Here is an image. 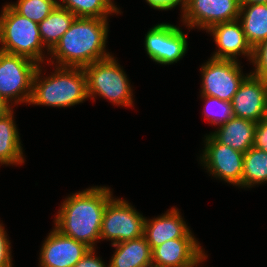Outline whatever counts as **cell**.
Listing matches in <instances>:
<instances>
[{
    "instance_id": "obj_1",
    "label": "cell",
    "mask_w": 267,
    "mask_h": 267,
    "mask_svg": "<svg viewBox=\"0 0 267 267\" xmlns=\"http://www.w3.org/2000/svg\"><path fill=\"white\" fill-rule=\"evenodd\" d=\"M108 187H89L68 196L55 218V228L90 249L100 239L102 217L113 198Z\"/></svg>"
},
{
    "instance_id": "obj_2",
    "label": "cell",
    "mask_w": 267,
    "mask_h": 267,
    "mask_svg": "<svg viewBox=\"0 0 267 267\" xmlns=\"http://www.w3.org/2000/svg\"><path fill=\"white\" fill-rule=\"evenodd\" d=\"M107 35V18L76 17L50 56L57 66L83 68L111 56L105 52Z\"/></svg>"
},
{
    "instance_id": "obj_3",
    "label": "cell",
    "mask_w": 267,
    "mask_h": 267,
    "mask_svg": "<svg viewBox=\"0 0 267 267\" xmlns=\"http://www.w3.org/2000/svg\"><path fill=\"white\" fill-rule=\"evenodd\" d=\"M40 68L34 74L30 105L70 107L89 98L83 68L57 66L45 79L40 78Z\"/></svg>"
},
{
    "instance_id": "obj_4",
    "label": "cell",
    "mask_w": 267,
    "mask_h": 267,
    "mask_svg": "<svg viewBox=\"0 0 267 267\" xmlns=\"http://www.w3.org/2000/svg\"><path fill=\"white\" fill-rule=\"evenodd\" d=\"M0 51L27 57L37 64L44 62L38 24L21 16L9 4L0 15Z\"/></svg>"
},
{
    "instance_id": "obj_5",
    "label": "cell",
    "mask_w": 267,
    "mask_h": 267,
    "mask_svg": "<svg viewBox=\"0 0 267 267\" xmlns=\"http://www.w3.org/2000/svg\"><path fill=\"white\" fill-rule=\"evenodd\" d=\"M83 70L88 97L94 98L98 94L116 105L129 107L133 104L128 77L113 56L91 63Z\"/></svg>"
},
{
    "instance_id": "obj_6",
    "label": "cell",
    "mask_w": 267,
    "mask_h": 267,
    "mask_svg": "<svg viewBox=\"0 0 267 267\" xmlns=\"http://www.w3.org/2000/svg\"><path fill=\"white\" fill-rule=\"evenodd\" d=\"M38 65L27 57L0 51V95L8 104L30 103Z\"/></svg>"
},
{
    "instance_id": "obj_7",
    "label": "cell",
    "mask_w": 267,
    "mask_h": 267,
    "mask_svg": "<svg viewBox=\"0 0 267 267\" xmlns=\"http://www.w3.org/2000/svg\"><path fill=\"white\" fill-rule=\"evenodd\" d=\"M145 217L126 200L114 199L107 203L102 217L100 240L116 244L143 236Z\"/></svg>"
},
{
    "instance_id": "obj_8",
    "label": "cell",
    "mask_w": 267,
    "mask_h": 267,
    "mask_svg": "<svg viewBox=\"0 0 267 267\" xmlns=\"http://www.w3.org/2000/svg\"><path fill=\"white\" fill-rule=\"evenodd\" d=\"M239 65L238 61L210 58L201 69V94L231 102L246 77Z\"/></svg>"
},
{
    "instance_id": "obj_9",
    "label": "cell",
    "mask_w": 267,
    "mask_h": 267,
    "mask_svg": "<svg viewBox=\"0 0 267 267\" xmlns=\"http://www.w3.org/2000/svg\"><path fill=\"white\" fill-rule=\"evenodd\" d=\"M205 137L201 164L216 178L240 187L244 153L219 143L211 134Z\"/></svg>"
},
{
    "instance_id": "obj_10",
    "label": "cell",
    "mask_w": 267,
    "mask_h": 267,
    "mask_svg": "<svg viewBox=\"0 0 267 267\" xmlns=\"http://www.w3.org/2000/svg\"><path fill=\"white\" fill-rule=\"evenodd\" d=\"M186 34L171 24L152 27L145 36V50L149 57L162 65L177 63L187 51Z\"/></svg>"
},
{
    "instance_id": "obj_11",
    "label": "cell",
    "mask_w": 267,
    "mask_h": 267,
    "mask_svg": "<svg viewBox=\"0 0 267 267\" xmlns=\"http://www.w3.org/2000/svg\"><path fill=\"white\" fill-rule=\"evenodd\" d=\"M240 0H187L182 21L189 28L208 30L212 26L237 20Z\"/></svg>"
},
{
    "instance_id": "obj_12",
    "label": "cell",
    "mask_w": 267,
    "mask_h": 267,
    "mask_svg": "<svg viewBox=\"0 0 267 267\" xmlns=\"http://www.w3.org/2000/svg\"><path fill=\"white\" fill-rule=\"evenodd\" d=\"M235 117L259 122L267 118V80L250 74L240 84L231 100Z\"/></svg>"
},
{
    "instance_id": "obj_13",
    "label": "cell",
    "mask_w": 267,
    "mask_h": 267,
    "mask_svg": "<svg viewBox=\"0 0 267 267\" xmlns=\"http://www.w3.org/2000/svg\"><path fill=\"white\" fill-rule=\"evenodd\" d=\"M206 257L196 238H175L152 249V267H197Z\"/></svg>"
},
{
    "instance_id": "obj_14",
    "label": "cell",
    "mask_w": 267,
    "mask_h": 267,
    "mask_svg": "<svg viewBox=\"0 0 267 267\" xmlns=\"http://www.w3.org/2000/svg\"><path fill=\"white\" fill-rule=\"evenodd\" d=\"M84 243L62 234L55 227L44 241L40 253V267H74L89 251Z\"/></svg>"
},
{
    "instance_id": "obj_15",
    "label": "cell",
    "mask_w": 267,
    "mask_h": 267,
    "mask_svg": "<svg viewBox=\"0 0 267 267\" xmlns=\"http://www.w3.org/2000/svg\"><path fill=\"white\" fill-rule=\"evenodd\" d=\"M206 32L213 34L218 46V51L211 58L237 61V55L241 54L252 60L253 48L245 37L240 20L216 24Z\"/></svg>"
},
{
    "instance_id": "obj_16",
    "label": "cell",
    "mask_w": 267,
    "mask_h": 267,
    "mask_svg": "<svg viewBox=\"0 0 267 267\" xmlns=\"http://www.w3.org/2000/svg\"><path fill=\"white\" fill-rule=\"evenodd\" d=\"M143 236L151 249L175 238H195L179 210L173 207L157 218L151 220L145 218Z\"/></svg>"
},
{
    "instance_id": "obj_17",
    "label": "cell",
    "mask_w": 267,
    "mask_h": 267,
    "mask_svg": "<svg viewBox=\"0 0 267 267\" xmlns=\"http://www.w3.org/2000/svg\"><path fill=\"white\" fill-rule=\"evenodd\" d=\"M210 133L219 143L242 153L253 147L256 122L233 116Z\"/></svg>"
},
{
    "instance_id": "obj_18",
    "label": "cell",
    "mask_w": 267,
    "mask_h": 267,
    "mask_svg": "<svg viewBox=\"0 0 267 267\" xmlns=\"http://www.w3.org/2000/svg\"><path fill=\"white\" fill-rule=\"evenodd\" d=\"M112 246L116 250L108 267H152V249L144 236Z\"/></svg>"
},
{
    "instance_id": "obj_19",
    "label": "cell",
    "mask_w": 267,
    "mask_h": 267,
    "mask_svg": "<svg viewBox=\"0 0 267 267\" xmlns=\"http://www.w3.org/2000/svg\"><path fill=\"white\" fill-rule=\"evenodd\" d=\"M13 117L12 110L0 114V164L24 163L22 144Z\"/></svg>"
},
{
    "instance_id": "obj_20",
    "label": "cell",
    "mask_w": 267,
    "mask_h": 267,
    "mask_svg": "<svg viewBox=\"0 0 267 267\" xmlns=\"http://www.w3.org/2000/svg\"><path fill=\"white\" fill-rule=\"evenodd\" d=\"M238 20L252 48L267 39V4L241 3Z\"/></svg>"
},
{
    "instance_id": "obj_21",
    "label": "cell",
    "mask_w": 267,
    "mask_h": 267,
    "mask_svg": "<svg viewBox=\"0 0 267 267\" xmlns=\"http://www.w3.org/2000/svg\"><path fill=\"white\" fill-rule=\"evenodd\" d=\"M75 18L68 9L59 6L38 24L41 41L44 47H47L46 50L50 52L55 47Z\"/></svg>"
},
{
    "instance_id": "obj_22",
    "label": "cell",
    "mask_w": 267,
    "mask_h": 267,
    "mask_svg": "<svg viewBox=\"0 0 267 267\" xmlns=\"http://www.w3.org/2000/svg\"><path fill=\"white\" fill-rule=\"evenodd\" d=\"M265 181L267 182V152L251 147L244 153L241 188H250Z\"/></svg>"
},
{
    "instance_id": "obj_23",
    "label": "cell",
    "mask_w": 267,
    "mask_h": 267,
    "mask_svg": "<svg viewBox=\"0 0 267 267\" xmlns=\"http://www.w3.org/2000/svg\"><path fill=\"white\" fill-rule=\"evenodd\" d=\"M60 7L76 17L107 18L112 13H120L113 0H62Z\"/></svg>"
},
{
    "instance_id": "obj_24",
    "label": "cell",
    "mask_w": 267,
    "mask_h": 267,
    "mask_svg": "<svg viewBox=\"0 0 267 267\" xmlns=\"http://www.w3.org/2000/svg\"><path fill=\"white\" fill-rule=\"evenodd\" d=\"M21 16L39 24L56 7L47 0H18L17 3L9 4Z\"/></svg>"
},
{
    "instance_id": "obj_25",
    "label": "cell",
    "mask_w": 267,
    "mask_h": 267,
    "mask_svg": "<svg viewBox=\"0 0 267 267\" xmlns=\"http://www.w3.org/2000/svg\"><path fill=\"white\" fill-rule=\"evenodd\" d=\"M201 96L206 101L203 114L206 115L211 124L221 125L233 117L231 102L219 100L212 96Z\"/></svg>"
},
{
    "instance_id": "obj_26",
    "label": "cell",
    "mask_w": 267,
    "mask_h": 267,
    "mask_svg": "<svg viewBox=\"0 0 267 267\" xmlns=\"http://www.w3.org/2000/svg\"><path fill=\"white\" fill-rule=\"evenodd\" d=\"M251 62L255 65V71L252 74L267 80V39L253 48Z\"/></svg>"
},
{
    "instance_id": "obj_27",
    "label": "cell",
    "mask_w": 267,
    "mask_h": 267,
    "mask_svg": "<svg viewBox=\"0 0 267 267\" xmlns=\"http://www.w3.org/2000/svg\"><path fill=\"white\" fill-rule=\"evenodd\" d=\"M10 248V242L7 238L6 231L0 223V267H12Z\"/></svg>"
},
{
    "instance_id": "obj_28",
    "label": "cell",
    "mask_w": 267,
    "mask_h": 267,
    "mask_svg": "<svg viewBox=\"0 0 267 267\" xmlns=\"http://www.w3.org/2000/svg\"><path fill=\"white\" fill-rule=\"evenodd\" d=\"M253 147L267 152V118L256 123Z\"/></svg>"
},
{
    "instance_id": "obj_29",
    "label": "cell",
    "mask_w": 267,
    "mask_h": 267,
    "mask_svg": "<svg viewBox=\"0 0 267 267\" xmlns=\"http://www.w3.org/2000/svg\"><path fill=\"white\" fill-rule=\"evenodd\" d=\"M95 249H89L87 253L74 265V267H106L104 262L95 256Z\"/></svg>"
},
{
    "instance_id": "obj_30",
    "label": "cell",
    "mask_w": 267,
    "mask_h": 267,
    "mask_svg": "<svg viewBox=\"0 0 267 267\" xmlns=\"http://www.w3.org/2000/svg\"><path fill=\"white\" fill-rule=\"evenodd\" d=\"M146 2L154 9L160 10L172 9L181 4L180 6L183 11L186 7L187 0H146Z\"/></svg>"
},
{
    "instance_id": "obj_31",
    "label": "cell",
    "mask_w": 267,
    "mask_h": 267,
    "mask_svg": "<svg viewBox=\"0 0 267 267\" xmlns=\"http://www.w3.org/2000/svg\"><path fill=\"white\" fill-rule=\"evenodd\" d=\"M12 107L10 104H8L0 95V114L7 113L9 110H11Z\"/></svg>"
},
{
    "instance_id": "obj_32",
    "label": "cell",
    "mask_w": 267,
    "mask_h": 267,
    "mask_svg": "<svg viewBox=\"0 0 267 267\" xmlns=\"http://www.w3.org/2000/svg\"><path fill=\"white\" fill-rule=\"evenodd\" d=\"M240 3L267 4V0H240Z\"/></svg>"
},
{
    "instance_id": "obj_33",
    "label": "cell",
    "mask_w": 267,
    "mask_h": 267,
    "mask_svg": "<svg viewBox=\"0 0 267 267\" xmlns=\"http://www.w3.org/2000/svg\"><path fill=\"white\" fill-rule=\"evenodd\" d=\"M47 1L53 3L56 7H59L60 4H61V3H59V1H57V0H47Z\"/></svg>"
}]
</instances>
